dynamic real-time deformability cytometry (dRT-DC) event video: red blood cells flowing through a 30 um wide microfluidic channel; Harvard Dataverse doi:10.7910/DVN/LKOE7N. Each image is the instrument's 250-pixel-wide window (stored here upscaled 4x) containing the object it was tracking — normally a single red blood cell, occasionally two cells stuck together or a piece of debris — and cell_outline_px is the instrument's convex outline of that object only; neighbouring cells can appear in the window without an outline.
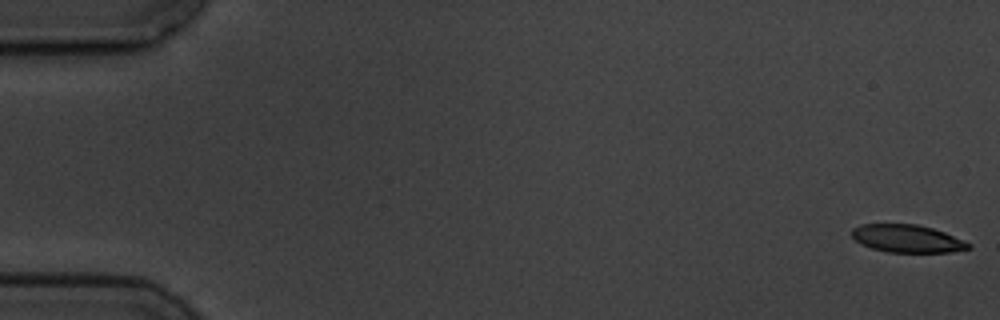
{"species": "common noctule bat (a hibernating species)", "species_latin": "Nyctalus noctula", "temperature_condition": "cold", "stored_images_in_passage": 7, "camera_frame_rate_fps": 3000, "um_per_image_px": 0.085, "animal": {"sex": "male", "body_mass_g": 19.5, "forearm_length_mm": 54.6}, "frame": {"image": 1, "passage_image": 1, "time_ms": 0.0, "image_size_px": [1000, 320], "cell_outline_px": [[972, 248], [948, 252], [888, 252], [872, 248], [860, 244], [852, 236], [852, 228], [864, 224], [916, 224], [932, 228], [944, 232], [972, 244]], "centroid_in_image_um": [77.11, 20.28], "position_along_channel_um": 7.9, "area_um2": 18.73}}
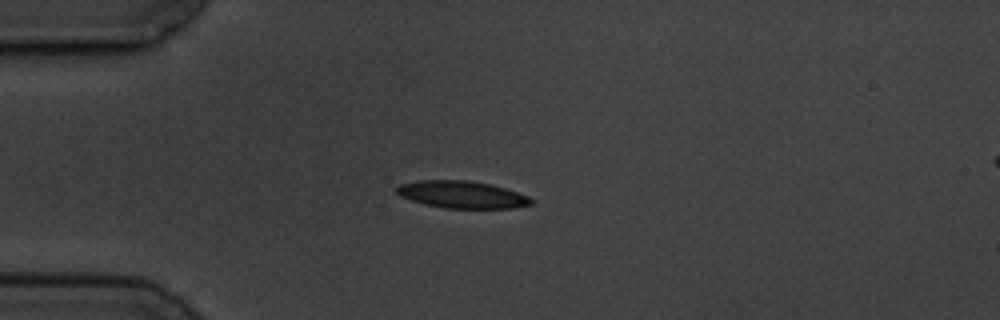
{"frame": {"image": 2, "passage_image": 5, "time_ms": 4.667, "image_size_px": [1000, 320], "cell_outline_px": [[532, 204], [512, 208], [444, 208], [424, 204], [400, 196], [396, 192], [396, 188], [400, 184], [420, 180], [468, 180], [488, 184], [504, 188], [528, 196], [532, 200]], "centroid_in_image_um": [39.23, 16.54], "position_along_channel_um": 45.8, "area_um2": 21.1}}
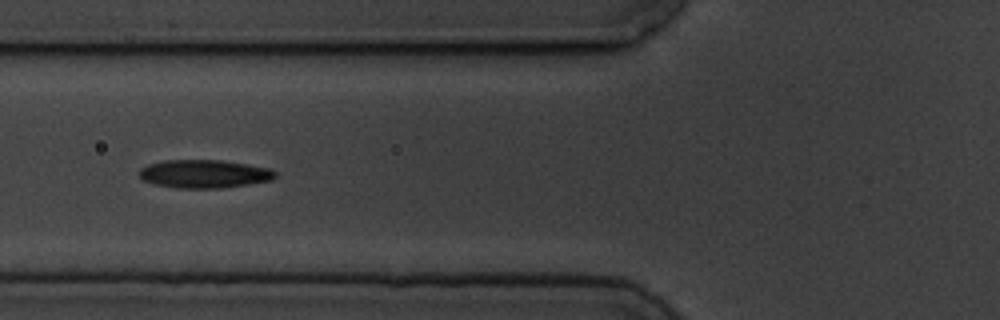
{"frame": {"image": 3, "passage_image": 7, "time_ms": 7.0, "image_size_px": [1000, 320], "cell_outline_px": [[276, 176], [272, 180], [248, 184], [220, 188], [180, 188], [152, 184], [140, 180], [140, 168], [148, 164], [164, 160], [220, 160], [248, 164], [272, 168], [276, 172]], "centroid_in_image_um": [17.35, 14.77], "position_along_channel_um": 108.5, "area_um2": 22.54}}